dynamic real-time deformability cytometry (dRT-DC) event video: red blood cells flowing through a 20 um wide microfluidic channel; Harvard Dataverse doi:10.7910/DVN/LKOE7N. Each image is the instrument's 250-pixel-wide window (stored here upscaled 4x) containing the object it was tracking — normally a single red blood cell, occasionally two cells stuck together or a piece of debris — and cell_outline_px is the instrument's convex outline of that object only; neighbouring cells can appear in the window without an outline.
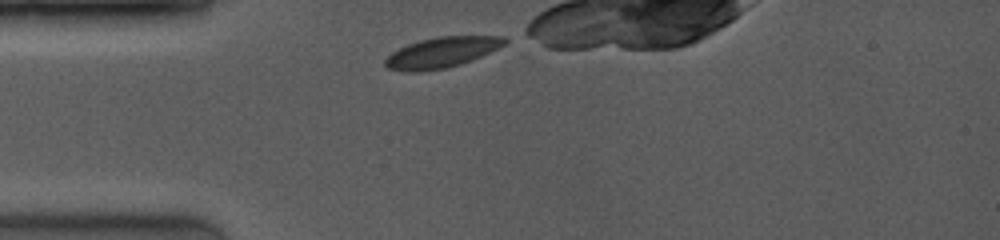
{"species": "common noctule bat (a hibernating species)", "species_latin": "Nyctalus noctula", "temperature_condition": "room temperature", "stored_images_in_passage": 41, "camera_frame_rate_fps": 4000, "um_per_image_px": 0.085, "animal": {"sex": "female", "body_mass_g": 19.0, "forearm_length_mm": 53.3}, "frame": {"image": 1, "passage_image": 1, "time_ms": 0.0, "image_size_px": [1000, 240], "cell_outline_px": [[508, 40], [500, 48], [460, 64], [444, 68], [420, 72], [404, 72], [384, 68], [384, 60], [392, 52], [408, 44], [420, 40], [440, 36], [508, 36]], "centroid_in_image_um": [37.52, 4.46], "position_along_channel_um": 47.5, "area_um2": 21.33}}
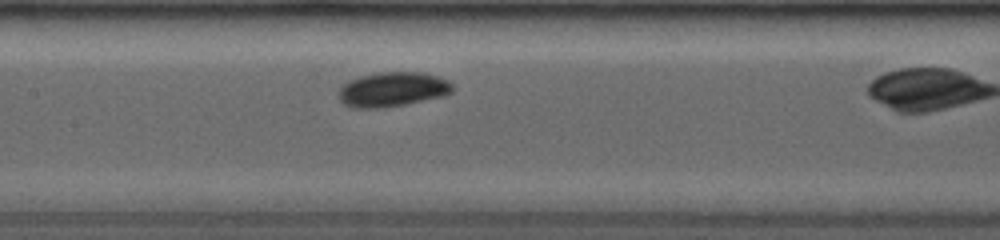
{"frame": {"image": 2, "passage_image": 15, "time_ms": 3.5, "image_size_px": [1000, 240], "cell_outline_px": [[452, 92], [444, 96], [384, 108], [352, 108], [344, 104], [336, 96], [340, 88], [344, 84], [352, 80], [364, 76], [384, 72], [416, 72], [436, 76], [452, 84]], "centroid_in_image_um": [33.33, 7.62], "position_along_channel_um": 174.1, "area_um2": 22.6}}
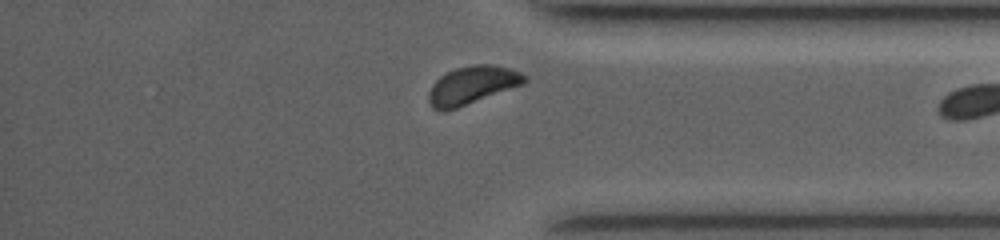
{"frame": {"image": 3, "passage_image": 37, "time_ms": 9.0, "image_size_px": [1000, 240], "cell_outline_px": [[528, 80], [524, 84], [456, 108], [444, 112], [440, 112], [432, 108], [428, 100], [428, 92], [432, 84], [440, 76], [456, 68], [476, 64], [488, 64], [508, 68], [520, 72]], "centroid_in_image_um": [40.09, 7.26], "position_along_channel_um": 395.1, "area_um2": 21.1}, "authors_computed_cell_mechanics": {"area_um2": 21.3282, "velocity_mm_per_s": 4.0352, "shape_relaxation_time_tau1_ms": 1.8219, "shape_relaxation_time_tau2_ms": null, "deformation_change_tau1": 0.0762, "deformation_change_tau2": null}}